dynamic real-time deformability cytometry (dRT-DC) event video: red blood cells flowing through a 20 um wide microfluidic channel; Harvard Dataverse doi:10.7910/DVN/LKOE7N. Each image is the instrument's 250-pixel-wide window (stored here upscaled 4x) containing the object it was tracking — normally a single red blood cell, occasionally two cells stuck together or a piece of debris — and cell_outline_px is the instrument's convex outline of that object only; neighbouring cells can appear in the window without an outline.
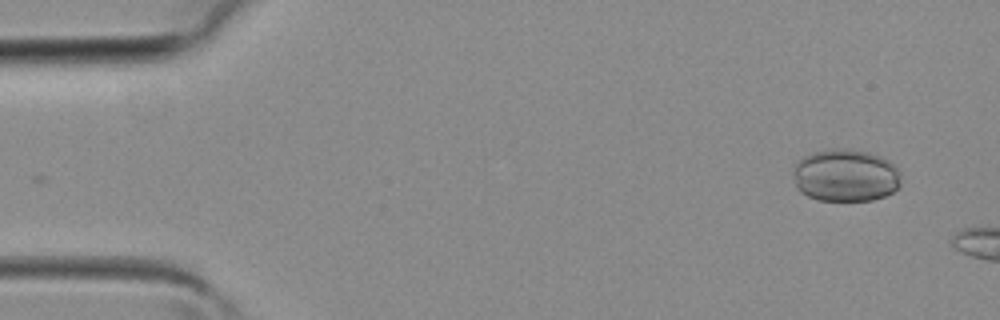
{"species": "common noctule bat (a hibernating species)", "species_latin": "Nyctalus noctula", "temperature_condition": "room temperature", "stored_images_in_passage": 4, "camera_frame_rate_fps": 3000, "um_per_image_px": 0.085, "animal": {"sex": "female", "body_mass_g": 19.3, "forearm_length_mm": 54.1}, "frame": {"image": 1, "passage_image": 1, "time_ms": 0.0, "image_size_px": [1000, 320], "cell_outline_px": [[900, 184], [892, 192], [884, 196], [872, 200], [816, 200], [800, 192], [796, 188], [792, 172], [792, 168], [796, 160], [804, 156], [816, 152], [832, 148], [844, 148], [868, 152], [880, 156], [888, 160], [900, 172]], "centroid_in_image_um": [71.82, 14.9], "position_along_channel_um": 13.2, "area_um2": 33.23}}